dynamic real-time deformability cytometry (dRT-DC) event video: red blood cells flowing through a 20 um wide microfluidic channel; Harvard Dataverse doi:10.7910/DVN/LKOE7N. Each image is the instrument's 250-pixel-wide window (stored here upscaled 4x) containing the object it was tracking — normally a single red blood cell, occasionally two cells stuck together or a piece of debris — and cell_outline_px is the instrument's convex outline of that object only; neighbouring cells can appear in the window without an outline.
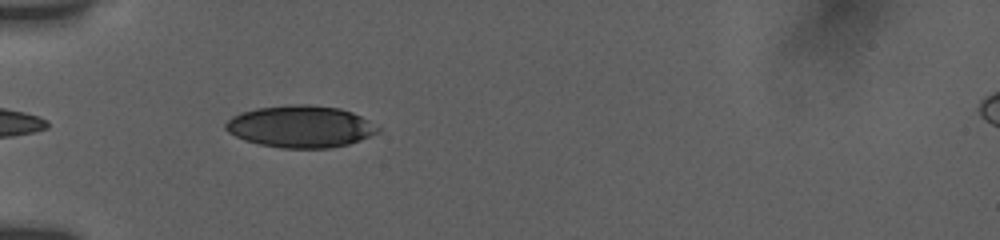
{"species": "human", "species_latin": "Homo sapiens", "temperature_condition": "room temperature", "stored_images_in_passage": 70, "camera_frame_rate_fps": 3000, "um_per_image_px": 0.085, "donor": {"sex": "female"}, "frame": {"image": 1, "passage_image": 2, "time_ms": 0.333, "image_size_px": [1000, 240], "cell_outline_px": [[380, 132], [360, 140], [348, 144], [328, 148], [280, 148], [260, 144], [244, 140], [228, 132], [224, 128], [224, 124], [232, 116], [240, 112], [256, 108], [288, 104], [308, 104], [340, 108], [352, 112], [368, 120], [380, 128]], "centroid_in_image_um": [25.53, 10.75], "position_along_channel_um": 59.5, "area_um2": 37.4}}
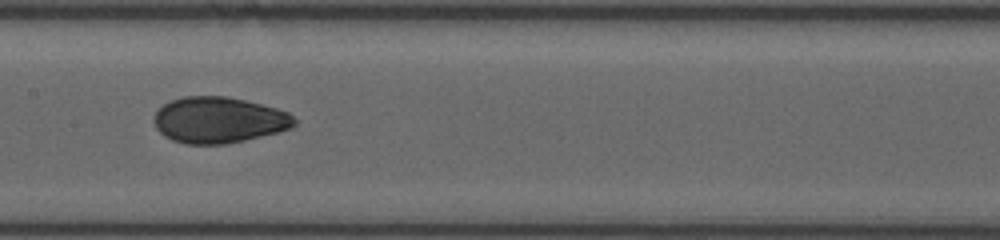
{"frame": {"image": 2, "passage_image": 24, "time_ms": 4.0, "image_size_px": [1000, 240], "cell_outline_px": [[296, 124], [292, 128], [228, 144], [184, 144], [172, 140], [164, 136], [156, 128], [152, 120], [152, 116], [164, 104], [172, 100], [184, 96], [228, 96], [276, 108], [288, 112], [296, 120]], "centroid_in_image_um": [18.56, 10.2], "position_along_channel_um": 188.8, "area_um2": 37.74}}
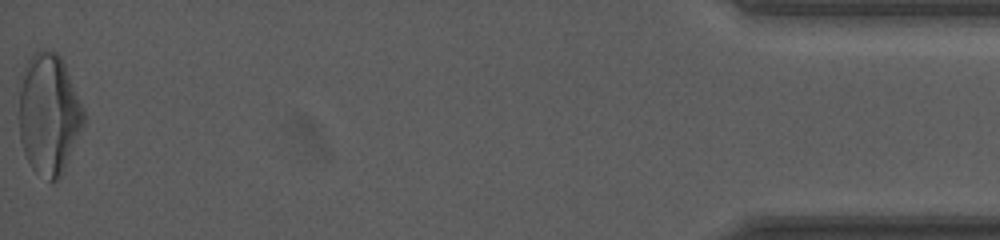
{"frame": {"image": 3, "passage_image": 70, "time_ms": 12.667, "image_size_px": [1000, 240], "cell_outline_px": [[84, 124], [64, 172], [56, 180], [48, 180], [32, 168], [24, 152], [20, 140], [20, 88], [24, 68], [28, 60], [40, 48], [44, 48], [56, 52], [60, 56], [64, 64], [84, 108]], "centroid_in_image_um": [4.17, 9.7], "position_along_channel_um": 431.0, "area_um2": 45.32}, "authors_computed_cell_mechanics": {"area_um2": 38.0613, "velocity_mm_per_s": 3.7858, "shape_relaxation_time_tau1_ms": 4.6933, "shape_relaxation_time_tau2_ms": 1.3641, "deformation_change_tau1": 0.1562, "deformation_change_tau2": 0.0551}}